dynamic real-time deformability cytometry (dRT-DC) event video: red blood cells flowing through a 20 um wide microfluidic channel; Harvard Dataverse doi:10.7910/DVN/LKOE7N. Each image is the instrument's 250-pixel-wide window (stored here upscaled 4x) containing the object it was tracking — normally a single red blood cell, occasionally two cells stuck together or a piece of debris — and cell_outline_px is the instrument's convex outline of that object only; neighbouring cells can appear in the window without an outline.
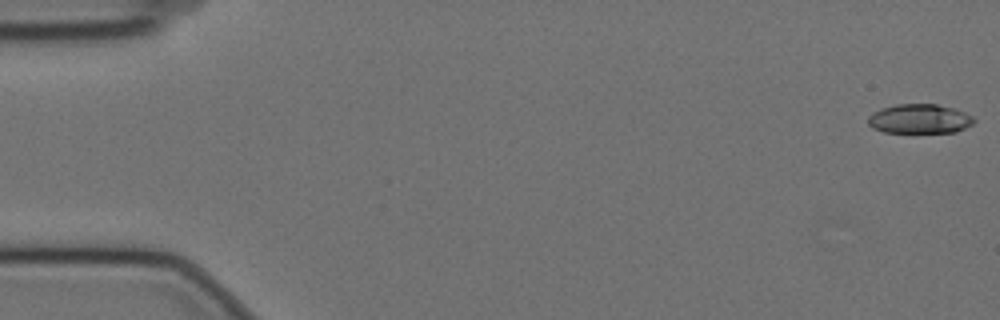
{"species": "Egyptian fruit bat (a non-hibernating species)", "species_latin": "Rousettus aegyptiacus", "temperature_condition": "cold", "stored_images_in_passage": 58, "camera_frame_rate_fps": 3000, "um_per_image_px": 0.085, "animal": {"sex": "female"}, "frame": {"image": 1, "passage_image": 1, "time_ms": 0.0, "image_size_px": [1000, 320], "cell_outline_px": [[976, 120], [972, 124], [956, 132], [884, 132], [872, 128], [868, 124], [868, 116], [872, 112], [880, 108], [896, 104], [936, 104], [956, 108], [972, 116]], "centroid_in_image_um": [78.15, 10.09], "position_along_channel_um": 6.9, "area_um2": 18.26}}
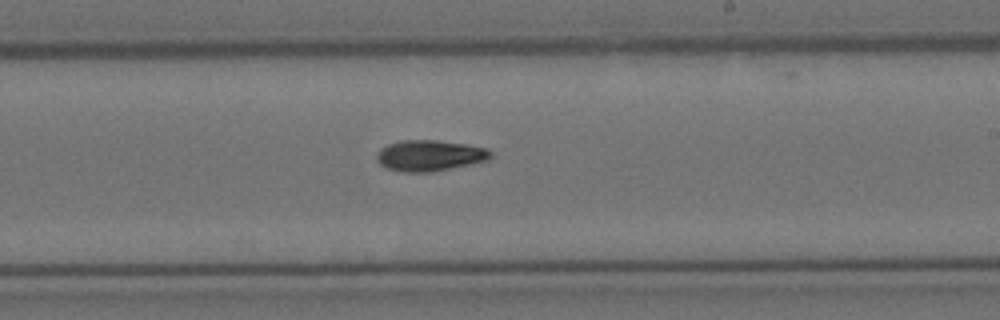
{"frame": {"image": 2, "passage_image": 34, "time_ms": 11.0, "image_size_px": [1000, 320], "cell_outline_px": [[492, 156], [488, 160], [472, 164], [432, 172], [404, 172], [388, 168], [380, 164], [376, 160], [376, 156], [380, 148], [388, 144], [400, 140], [436, 140], [464, 144], [488, 148], [492, 152]], "centroid_in_image_um": [36.53, 13.22], "position_along_channel_um": 252.5, "area_um2": 20.63}}
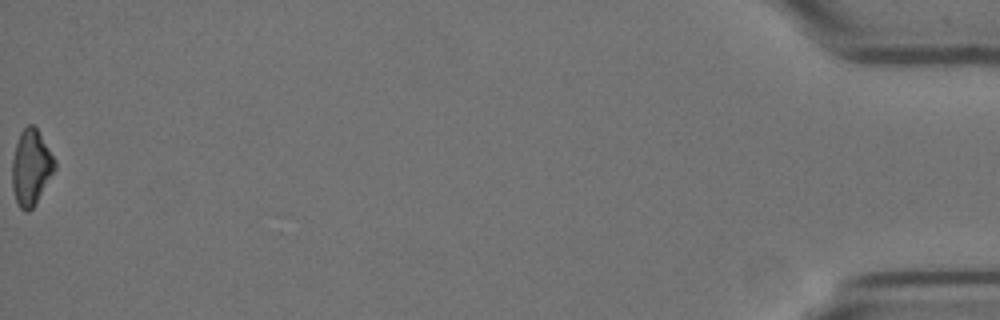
{"frame": {"image": 3, "passage_image": 58, "time_ms": 19.0, "image_size_px": [1000, 320], "cell_outline_px": [[56, 168], [36, 204], [28, 212], [24, 212], [16, 204], [12, 188], [12, 160], [16, 144], [20, 132], [28, 124], [32, 124], [36, 128], [56, 160]], "centroid_in_image_um": [2.63, 14.27], "position_along_channel_um": 432.6, "area_um2": 18.9}, "authors_computed_cell_mechanics": {"area_um2": 19.363, "velocity_mm_per_s": 3.5258, "shape_relaxation_time_tau1_ms": 8.0248, "shape_relaxation_time_tau2_ms": null, "deformation_change_tau1": 0.2001, "deformation_change_tau2": null}}